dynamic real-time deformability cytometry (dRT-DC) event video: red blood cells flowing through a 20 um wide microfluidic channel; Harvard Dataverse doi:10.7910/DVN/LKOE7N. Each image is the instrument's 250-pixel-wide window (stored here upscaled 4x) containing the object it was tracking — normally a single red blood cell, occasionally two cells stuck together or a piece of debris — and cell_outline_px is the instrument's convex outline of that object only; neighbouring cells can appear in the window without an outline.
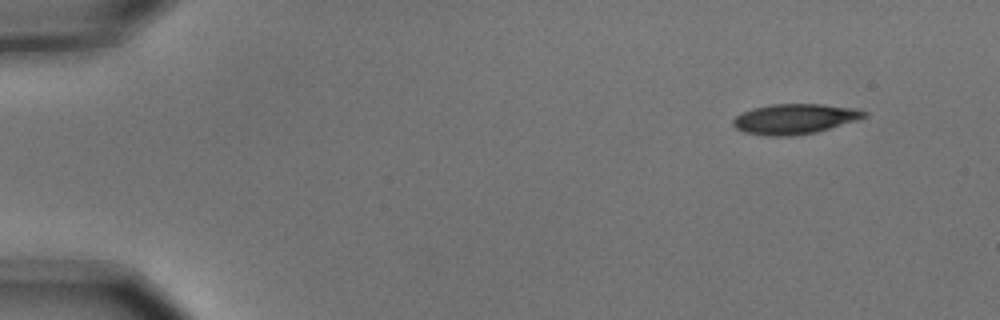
{"species": "common noctule bat (a hibernating species)", "species_latin": "Nyctalus noctula", "temperature_condition": "cold", "stored_images_in_passage": 6, "camera_frame_rate_fps": 3000, "um_per_image_px": 0.085, "animal": {"sex": "male", "body_mass_g": 15.6}, "frame": {"image": 1, "passage_image": 1, "time_ms": 0.0, "image_size_px": [1000, 320], "cell_outline_px": [[868, 116], [856, 120], [816, 132], [792, 136], [768, 136], [744, 132], [736, 128], [732, 124], [732, 120], [736, 116], [752, 108], [772, 104], [824, 104], [852, 108], [868, 112]], "centroid_in_image_um": [67.53, 10.11], "position_along_channel_um": 17.5, "area_um2": 22.95}}
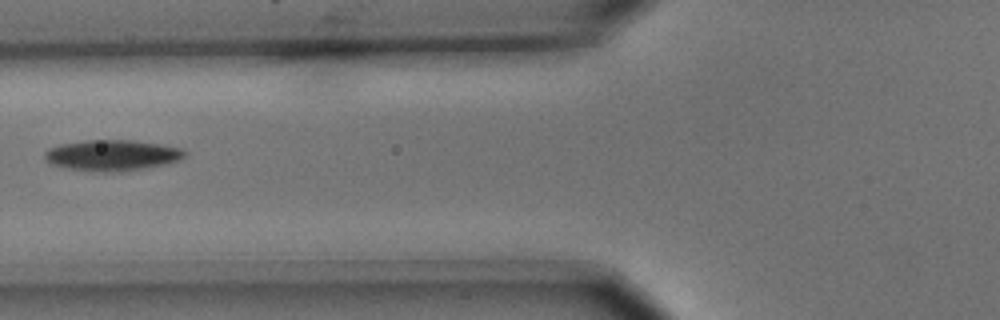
{"frame": {"image": 2, "passage_image": 5, "time_ms": 1.333, "image_size_px": [1000, 320], "cell_outline_px": [[188, 152], [180, 160], [148, 168], [120, 172], [92, 172], [68, 168], [48, 164], [44, 160], [44, 152], [48, 148], [60, 144], [84, 140], [132, 140], [160, 144], [180, 148]], "centroid_in_image_um": [9.49, 13.21], "position_along_channel_um": 116.3, "area_um2": 25.61}}
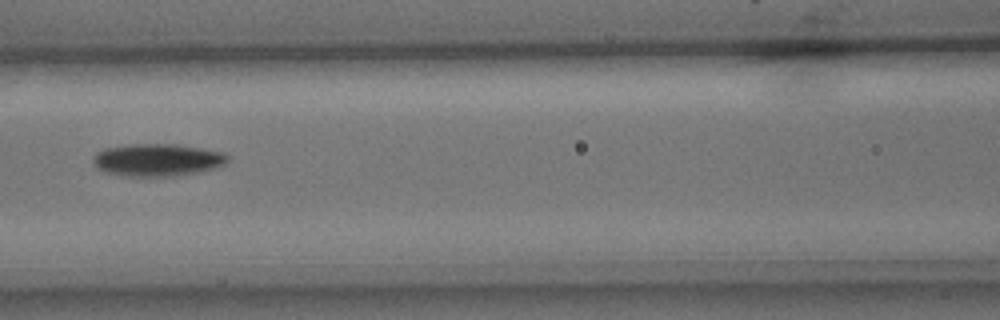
{"frame": {"image": 3, "passage_image": 6, "time_ms": 1.667, "image_size_px": [1000, 320], "cell_outline_px": [[228, 160], [224, 164], [216, 168], [200, 172], [180, 176], [124, 176], [104, 172], [96, 168], [92, 164], [92, 156], [96, 152], [104, 148], [128, 144], [176, 144], [224, 152], [228, 156]], "centroid_in_image_um": [13.34, 13.6], "position_along_channel_um": 153.3, "area_um2": 25.89}}